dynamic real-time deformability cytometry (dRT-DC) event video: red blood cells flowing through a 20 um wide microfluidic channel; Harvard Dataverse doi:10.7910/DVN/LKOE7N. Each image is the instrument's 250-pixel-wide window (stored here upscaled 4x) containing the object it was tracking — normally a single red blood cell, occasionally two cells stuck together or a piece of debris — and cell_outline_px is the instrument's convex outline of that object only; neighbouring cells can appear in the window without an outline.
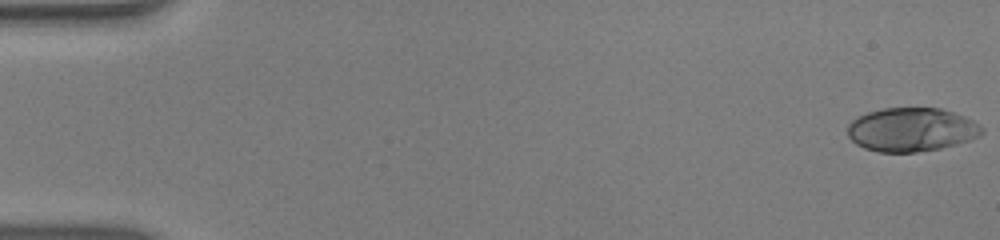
{"species": "human", "species_latin": "Homo sapiens", "temperature_condition": "warm", "stored_images_in_passage": 53, "camera_frame_rate_fps": 3000, "um_per_image_px": 0.085, "donor": {"sex": "male"}, "frame": {"image": 1, "passage_image": 1, "time_ms": 0.0, "image_size_px": [1000, 240], "cell_outline_px": [[984, 132], [980, 136], [956, 144], [940, 148], [916, 152], [880, 152], [864, 148], [856, 144], [848, 136], [848, 124], [852, 120], [868, 112], [884, 108], [940, 108], [964, 116], [980, 124], [984, 128]], "centroid_in_image_um": [77.49, 11.02], "position_along_channel_um": 7.5, "area_um2": 34.16}}
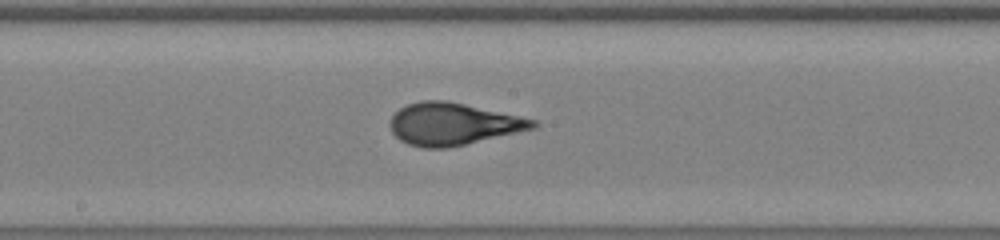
{"frame": {"image": 2, "passage_image": 29, "time_ms": 9.333, "image_size_px": [1000, 240], "cell_outline_px": [[540, 124], [536, 128], [448, 148], [424, 148], [408, 144], [400, 140], [392, 132], [392, 116], [400, 108], [408, 104], [420, 100], [444, 100], [464, 104], [520, 116], [536, 120]], "centroid_in_image_um": [38.53, 10.54], "position_along_channel_um": 209.7, "area_um2": 34.8}}
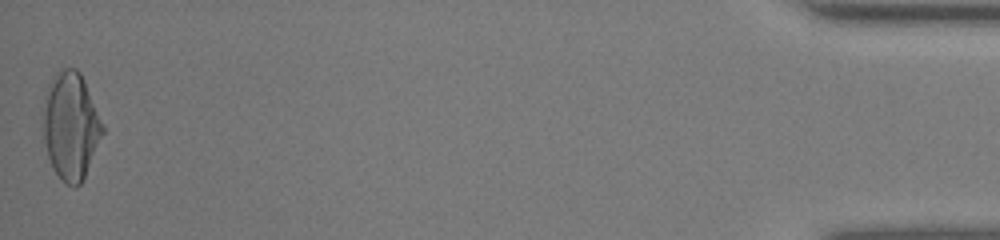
{"frame": {"image": 3, "passage_image": 53, "time_ms": 17.333, "image_size_px": [1000, 240], "cell_outline_px": [[104, 132], [84, 176], [80, 184], [76, 188], [72, 188], [64, 184], [56, 172], [48, 156], [44, 140], [44, 112], [48, 84], [52, 76], [56, 72], [64, 68], [76, 68], [80, 72], [84, 80], [104, 128]], "centroid_in_image_um": [6.02, 10.71], "position_along_channel_um": 429.2, "area_um2": 36.59}, "authors_computed_cell_mechanics": {"area_um2": 34.2754, "velocity_mm_per_s": 3.9253, "shape_relaxation_time_tau1_ms": 6.073, "shape_relaxation_time_tau2_ms": null, "deformation_change_tau1": 0.2678, "deformation_change_tau2": null}}